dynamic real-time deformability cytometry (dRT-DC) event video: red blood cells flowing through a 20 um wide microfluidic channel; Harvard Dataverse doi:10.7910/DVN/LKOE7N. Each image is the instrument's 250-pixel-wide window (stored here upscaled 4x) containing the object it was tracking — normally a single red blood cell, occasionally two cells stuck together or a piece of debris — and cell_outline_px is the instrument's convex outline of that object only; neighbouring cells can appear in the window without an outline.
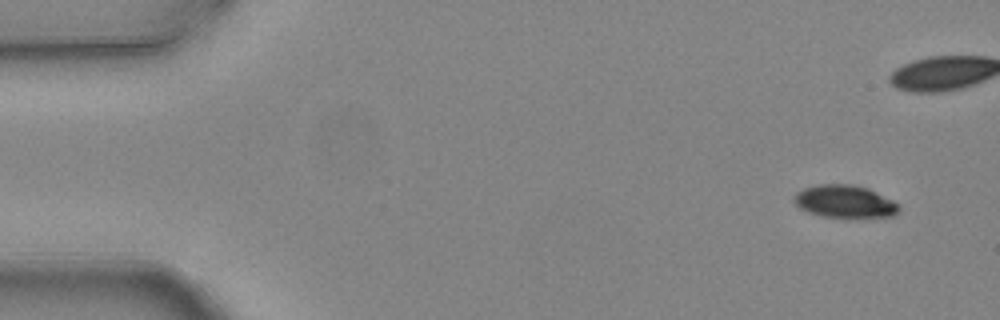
{"species": "common noctule bat (a hibernating species)", "species_latin": "Nyctalus noctula", "temperature_condition": "warm", "stored_images_in_passage": 6, "camera_frame_rate_fps": 3000, "um_per_image_px": 0.085, "animal": {"sex": "female", "body_mass_g": 24.6, "forearm_length_mm": 56.2}, "frame": {"image": 1, "passage_image": 1, "time_ms": 0.0, "image_size_px": [1000, 320], "cell_outline_px": [[900, 212], [892, 216], [824, 216], [808, 212], [800, 208], [792, 200], [796, 192], [804, 188], [820, 184], [852, 184], [868, 188], [900, 204]], "centroid_in_image_um": [71.8, 17.1], "position_along_channel_um": 13.2, "area_um2": 19.65}}
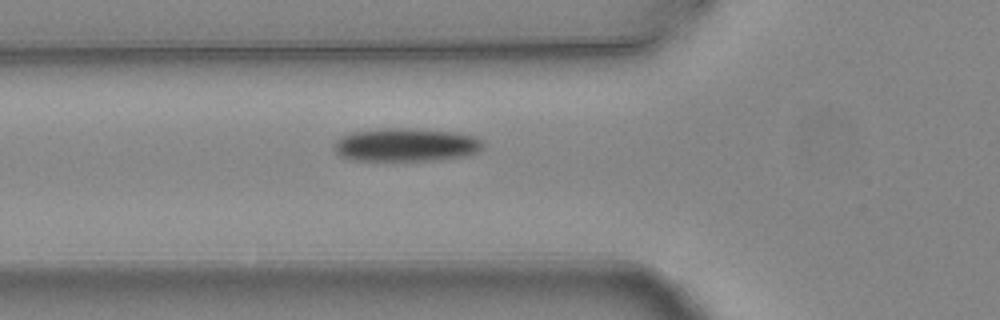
{"frame": {"image": 2, "passage_image": 6, "time_ms": 1.667, "image_size_px": [1000, 320], "cell_outline_px": [[480, 148], [476, 152], [464, 156], [432, 160], [348, 160], [340, 156], [336, 152], [332, 144], [340, 136], [352, 132], [380, 128], [412, 128], [456, 132], [472, 136], [480, 140]], "centroid_in_image_um": [34.4, 12.3], "position_along_channel_um": 91.4, "area_um2": 28.78}}